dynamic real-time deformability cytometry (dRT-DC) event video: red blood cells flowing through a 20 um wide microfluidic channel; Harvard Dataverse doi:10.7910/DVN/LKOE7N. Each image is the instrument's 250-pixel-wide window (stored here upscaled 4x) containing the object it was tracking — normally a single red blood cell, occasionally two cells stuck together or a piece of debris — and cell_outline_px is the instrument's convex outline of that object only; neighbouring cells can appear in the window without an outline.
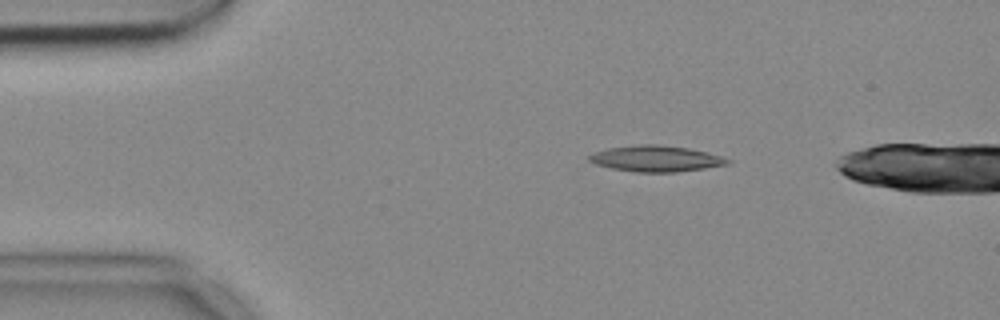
{"species": "common noctule bat (a hibernating species)", "species_latin": "Nyctalus noctula", "temperature_condition": "cold", "stored_images_in_passage": 13, "camera_frame_rate_fps": 3000, "um_per_image_px": 0.085, "animal": {"sex": "female", "body_mass_g": 18.4}, "frame": {"image": 1, "passage_image": 8, "time_ms": 2.333, "image_size_px": [1000, 320], "cell_outline_px": [[732, 164], [676, 172], [636, 172], [612, 168], [596, 164], [588, 160], [588, 156], [592, 152], [608, 148], [640, 144], [656, 144], [688, 148], [720, 156], [732, 160]], "centroid_in_image_um": [55.75, 13.48], "position_along_channel_um": 29.3, "area_um2": 20.92}}